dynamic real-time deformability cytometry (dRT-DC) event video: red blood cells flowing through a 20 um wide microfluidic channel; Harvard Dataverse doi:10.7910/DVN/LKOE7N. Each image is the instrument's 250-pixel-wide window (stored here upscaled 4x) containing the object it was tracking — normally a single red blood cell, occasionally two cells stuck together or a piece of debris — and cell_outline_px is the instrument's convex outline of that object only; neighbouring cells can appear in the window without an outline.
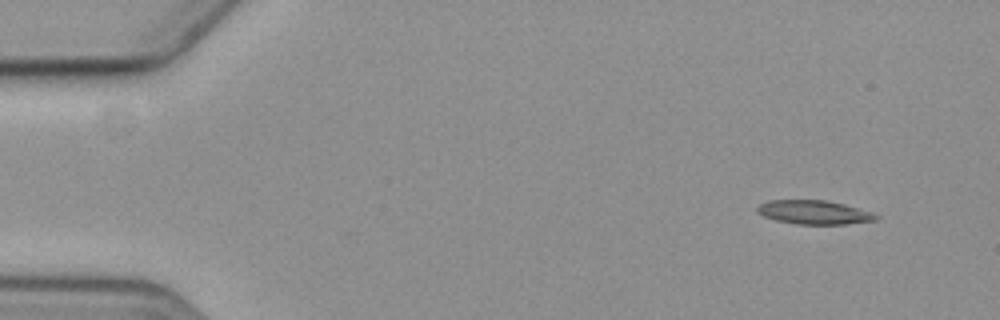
{"species": "common noctule bat (a hibernating species)", "species_latin": "Nyctalus noctula", "temperature_condition": "cold", "stored_images_in_passage": 5, "camera_frame_rate_fps": 3000, "um_per_image_px": 0.085, "animal": {"sex": "female", "body_mass_g": 19.3, "forearm_length_mm": 54.1}, "frame": {"image": 1, "passage_image": 1, "time_ms": 0.0, "image_size_px": [1000, 320], "cell_outline_px": [[880, 220], [844, 224], [796, 224], [776, 220], [764, 216], [756, 212], [756, 208], [760, 204], [768, 200], [824, 200], [844, 204], [872, 212], [880, 216]], "centroid_in_image_um": [69.22, 18.05], "position_along_channel_um": 15.8, "area_um2": 16.59}}
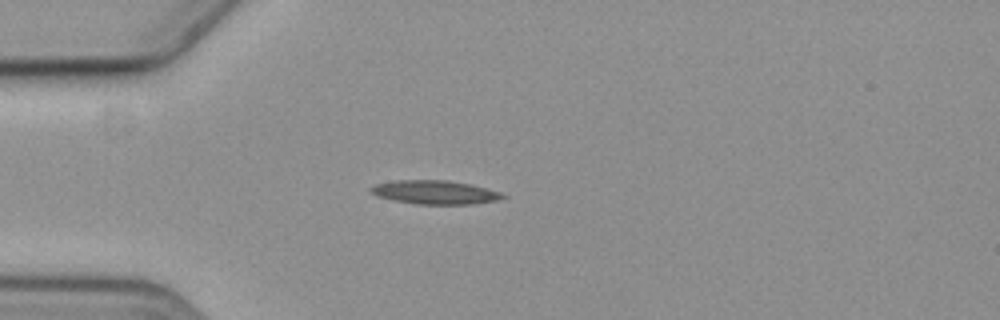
{"frame": {"image": 2, "passage_image": 4, "time_ms": 3.667, "image_size_px": [1000, 320], "cell_outline_px": [[508, 196], [496, 200], [472, 204], [416, 204], [392, 200], [376, 196], [368, 192], [368, 188], [376, 184], [396, 180], [444, 180], [468, 184], [500, 192]], "centroid_in_image_um": [36.89, 16.35], "position_along_channel_um": 48.1, "area_um2": 18.15}}